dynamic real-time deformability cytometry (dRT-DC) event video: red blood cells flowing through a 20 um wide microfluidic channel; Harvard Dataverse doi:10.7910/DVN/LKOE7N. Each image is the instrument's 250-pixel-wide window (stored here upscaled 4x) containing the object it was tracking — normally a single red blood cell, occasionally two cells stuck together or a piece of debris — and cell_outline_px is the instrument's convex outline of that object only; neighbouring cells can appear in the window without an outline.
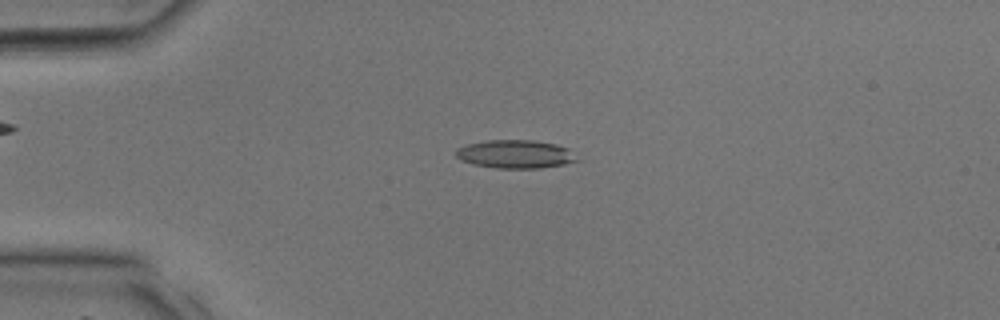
{"species": "common noctule bat (a hibernating species)", "species_latin": "Nyctalus noctula", "temperature_condition": "room temperature", "stored_images_in_passage": 35, "camera_frame_rate_fps": 3000, "um_per_image_px": 0.085, "animal": {"sex": "male", "body_mass_g": 17.9, "forearm_length_mm": 54.2}, "frame": {"image": 1, "passage_image": 8, "time_ms": 2.333, "image_size_px": [1000, 320], "cell_outline_px": [[584, 160], [564, 164], [540, 168], [496, 168], [472, 164], [460, 160], [456, 156], [456, 148], [468, 144], [484, 140], [532, 140], [556, 144], [568, 148]], "centroid_in_image_um": [43.85, 13.1], "position_along_channel_um": 41.1, "area_um2": 20.29}}
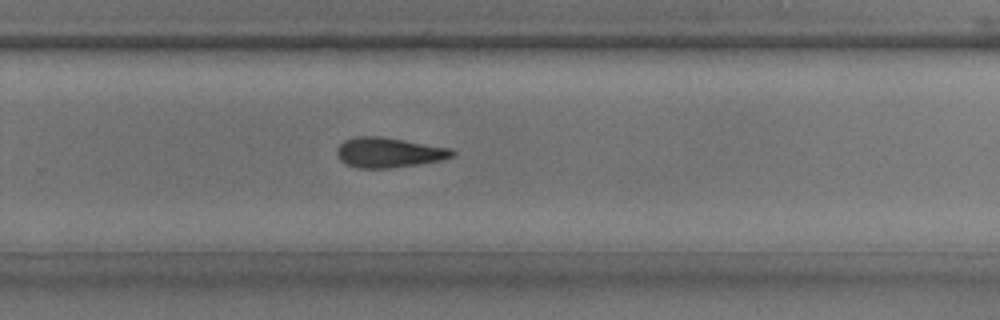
{"frame": {"image": 2, "passage_image": 23, "time_ms": 7.333, "image_size_px": [1000, 320], "cell_outline_px": [[456, 156], [440, 160], [416, 164], [388, 168], [356, 168], [344, 164], [340, 160], [336, 152], [336, 148], [344, 140], [356, 136], [380, 136], [452, 148], [456, 152]], "centroid_in_image_um": [33.03, 12.96], "position_along_channel_um": 296.8, "area_um2": 20.29}}
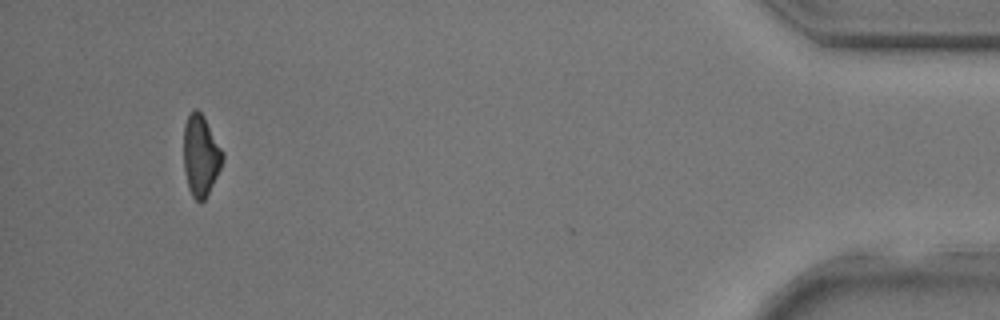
{"frame": {"image": 3, "passage_image": 33, "time_ms": 10.667, "image_size_px": [1000, 320], "cell_outline_px": [[224, 160], [204, 200], [200, 204], [192, 196], [188, 188], [184, 172], [184, 124], [188, 116], [196, 108], [204, 116], [224, 152]], "centroid_in_image_um": [17.06, 13.22], "position_along_channel_um": 418.1, "area_um2": 18.38}}